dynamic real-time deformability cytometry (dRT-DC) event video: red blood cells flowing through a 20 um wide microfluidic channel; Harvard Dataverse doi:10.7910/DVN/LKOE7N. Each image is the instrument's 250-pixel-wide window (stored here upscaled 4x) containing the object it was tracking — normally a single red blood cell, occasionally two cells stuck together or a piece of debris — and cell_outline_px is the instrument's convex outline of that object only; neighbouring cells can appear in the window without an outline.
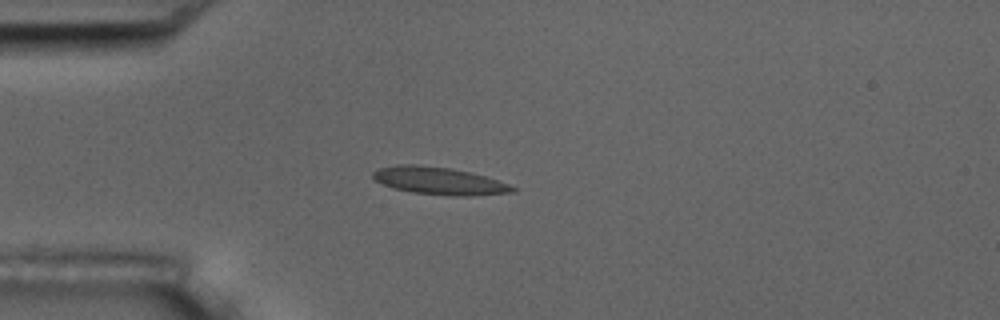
{"species": "common noctule bat (a hibernating species)", "species_latin": "Nyctalus noctula", "temperature_condition": "room temperature", "stored_images_in_passage": 4, "camera_frame_rate_fps": 3000, "um_per_image_px": 0.085, "animal": {"sex": "male", "body_mass_g": 17.5, "forearm_length_mm": 52.3}, "frame": {"image": 1, "passage_image": 4, "time_ms": 4.333, "image_size_px": [1000, 320], "cell_outline_px": [[516, 192], [468, 196], [448, 196], [412, 192], [396, 188], [384, 184], [376, 180], [372, 176], [372, 172], [380, 168], [396, 164], [416, 164], [452, 168], [472, 172], [508, 184], [516, 188]], "centroid_in_image_um": [37.34, 15.37], "position_along_channel_um": 47.7, "area_um2": 22.31}}